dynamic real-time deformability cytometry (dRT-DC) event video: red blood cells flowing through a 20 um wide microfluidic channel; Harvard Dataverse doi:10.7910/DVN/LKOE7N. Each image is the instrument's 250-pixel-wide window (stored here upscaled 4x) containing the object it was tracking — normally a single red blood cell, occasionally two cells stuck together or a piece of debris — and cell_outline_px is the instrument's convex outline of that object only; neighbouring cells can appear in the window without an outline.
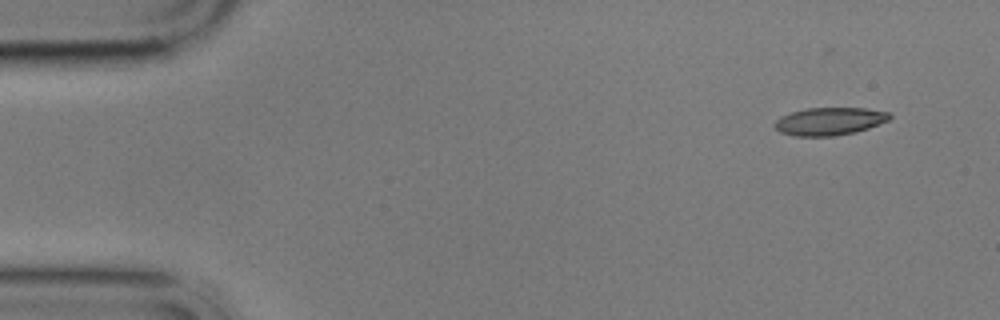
{"species": "common noctule bat (a hibernating species)", "species_latin": "Nyctalus noctula", "temperature_condition": "cold", "stored_images_in_passage": 3, "camera_frame_rate_fps": 3000, "um_per_image_px": 0.085, "animal": {"sex": "male", "body_mass_g": 17.9}, "frame": {"image": 1, "passage_image": 1, "time_ms": 0.0, "image_size_px": [1000, 320], "cell_outline_px": [[892, 116], [888, 120], [868, 128], [856, 132], [836, 136], [796, 136], [780, 132], [772, 124], [780, 116], [792, 112], [808, 108], [868, 108], [892, 112]], "centroid_in_image_um": [70.53, 10.3], "position_along_channel_um": 14.5, "area_um2": 18.73}}
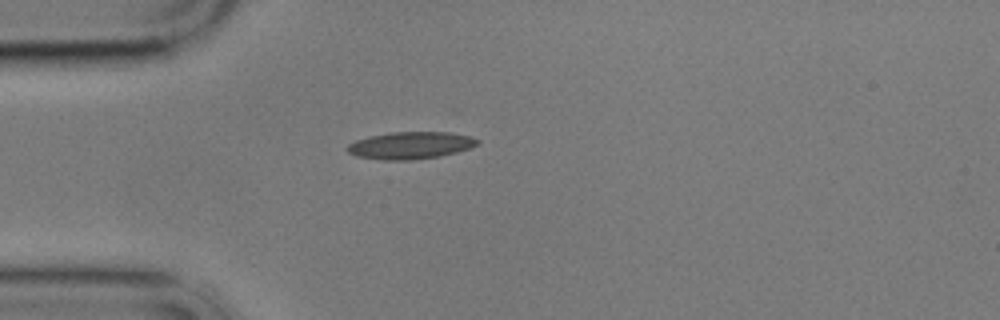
{"frame": {"image": 2, "passage_image": 3, "time_ms": 3.667, "image_size_px": [1000, 320], "cell_outline_px": [[480, 144], [456, 152], [440, 156], [412, 160], [380, 160], [356, 156], [348, 152], [344, 148], [348, 144], [356, 140], [368, 136], [392, 132], [452, 132], [468, 136], [480, 140]], "centroid_in_image_um": [34.86, 12.36], "position_along_channel_um": 50.1, "area_um2": 20.75}}